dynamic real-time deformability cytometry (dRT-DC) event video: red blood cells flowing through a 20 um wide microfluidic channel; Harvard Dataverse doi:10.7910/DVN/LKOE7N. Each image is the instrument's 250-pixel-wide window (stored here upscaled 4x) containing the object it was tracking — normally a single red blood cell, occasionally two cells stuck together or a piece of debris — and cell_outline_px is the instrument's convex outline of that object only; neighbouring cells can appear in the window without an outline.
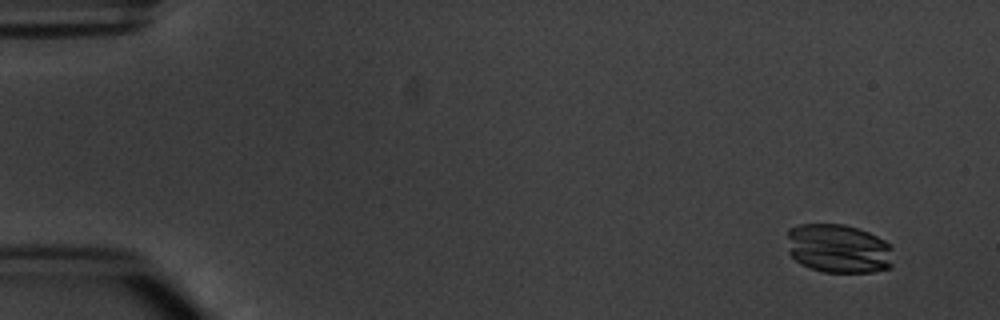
{"species": "common noctule bat (a hibernating species)", "species_latin": "Nyctalus noctula", "temperature_condition": "warm", "stored_images_in_passage": 4, "camera_frame_rate_fps": 3000, "um_per_image_px": 0.085, "animal": {"sex": "male", "body_mass_g": 20.1, "forearm_length_mm": 53.5}, "frame": {"image": 1, "passage_image": 1, "time_ms": 0.0, "image_size_px": [1000, 320], "cell_outline_px": [[892, 268], [872, 272], [824, 272], [800, 264], [788, 252], [788, 228], [800, 224], [844, 224], [868, 232], [892, 244]], "centroid_in_image_um": [71.29, 21.13], "position_along_channel_um": 13.7, "area_um2": 30.58}}